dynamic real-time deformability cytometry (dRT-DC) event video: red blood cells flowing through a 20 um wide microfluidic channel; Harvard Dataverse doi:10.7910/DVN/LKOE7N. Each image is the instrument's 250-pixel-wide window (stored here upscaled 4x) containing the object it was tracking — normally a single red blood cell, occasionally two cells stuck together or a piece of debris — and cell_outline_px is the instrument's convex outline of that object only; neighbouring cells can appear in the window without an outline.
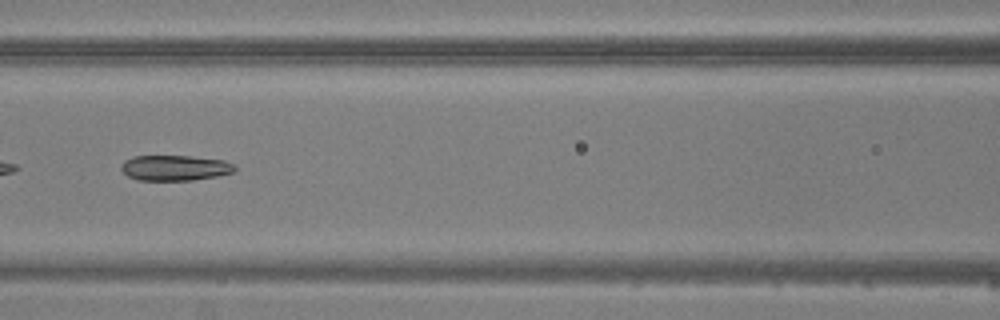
{"species": "common noctule bat (a hibernating species)", "species_latin": "Nyctalus noctula", "temperature_condition": "warm", "stored_images_in_passage": 7, "camera_frame_rate_fps": 3000, "um_per_image_px": 0.085, "animal": {"sex": "male", "body_mass_g": 20.5, "forearm_length_mm": 52.5}, "frame": {"image": 1, "passage_image": 7, "time_ms": 7.0, "image_size_px": [1000, 320], "cell_outline_px": [[236, 172], [216, 176], [192, 180], [136, 180], [128, 176], [120, 168], [124, 160], [132, 156], [188, 156], [224, 160], [232, 164], [236, 168]], "centroid_in_image_um": [14.85, 14.27], "position_along_channel_um": 151.7, "area_um2": 16.82}}